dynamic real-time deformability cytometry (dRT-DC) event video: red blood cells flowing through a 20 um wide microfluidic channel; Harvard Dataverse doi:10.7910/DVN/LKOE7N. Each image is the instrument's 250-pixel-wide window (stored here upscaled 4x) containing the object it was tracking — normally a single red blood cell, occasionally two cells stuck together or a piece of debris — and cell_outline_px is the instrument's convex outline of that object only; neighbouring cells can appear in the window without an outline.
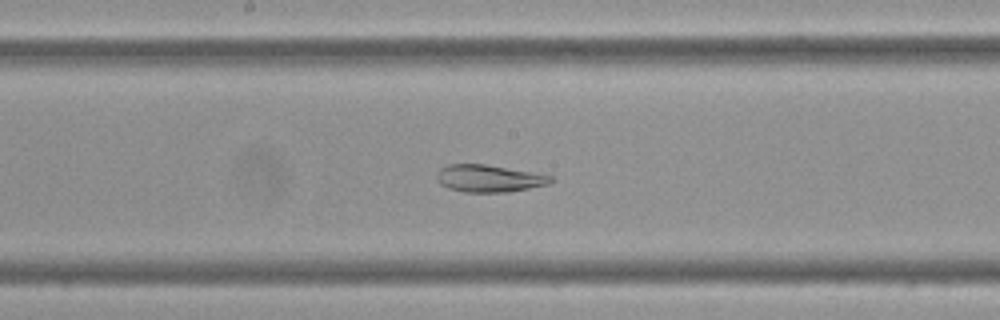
{"species": "Egyptian fruit bat (a non-hibernating species)", "species_latin": "Rousettus aegyptiacus", "temperature_condition": "cold", "stored_images_in_passage": 47, "camera_frame_rate_fps": 3000, "um_per_image_px": 0.085, "frame": {"image": 1, "passage_image": 19, "time_ms": 6.0, "image_size_px": [1000, 320], "cell_outline_px": [[552, 180], [548, 184], [508, 192], [464, 192], [448, 188], [440, 184], [436, 180], [436, 172], [440, 168], [448, 164], [484, 164], [532, 172], [552, 176]], "centroid_in_image_um": [41.49, 15.16], "position_along_channel_um": 206.7, "area_um2": 18.03}}
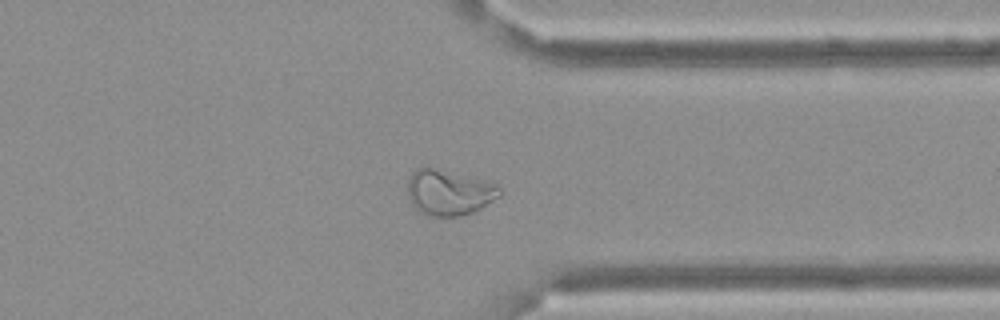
{"frame": {"image": 2, "passage_image": 34, "time_ms": 11.0, "image_size_px": [1000, 320], "cell_outline_px": [[500, 196], [480, 208], [472, 212], [460, 216], [428, 216], [420, 212], [412, 204], [408, 196], [408, 180], [412, 172], [420, 168], [432, 168], [496, 184], [500, 188]], "centroid_in_image_um": [38.13, 16.39], "position_along_channel_um": 373.3, "area_um2": 23.76}}
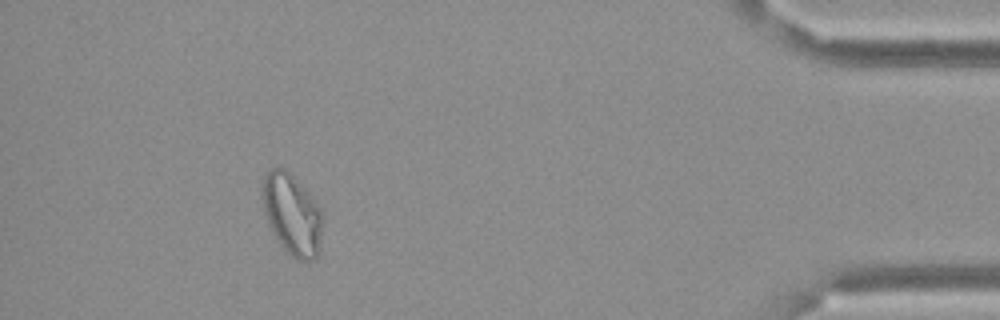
{"frame": {"image": 3, "passage_image": 42, "time_ms": 13.667, "image_size_px": [1000, 320], "cell_outline_px": [[320, 236], [316, 256], [312, 260], [296, 260], [284, 248], [272, 232], [268, 224], [260, 200], [260, 188], [264, 176], [272, 168], [284, 168], [308, 192], [320, 212]], "centroid_in_image_um": [24.73, 18.19], "position_along_channel_um": 410.5, "area_um2": 27.8}, "authors_computed_cell_mechanics": {"area_um2": 21.7906, "velocity_mm_per_s": 3.3694, "shape_relaxation_time_tau1_ms": null, "shape_relaxation_time_tau2_ms": 6.5579, "deformation_change_tau1": null, "deformation_change_tau2": 0.0881}}